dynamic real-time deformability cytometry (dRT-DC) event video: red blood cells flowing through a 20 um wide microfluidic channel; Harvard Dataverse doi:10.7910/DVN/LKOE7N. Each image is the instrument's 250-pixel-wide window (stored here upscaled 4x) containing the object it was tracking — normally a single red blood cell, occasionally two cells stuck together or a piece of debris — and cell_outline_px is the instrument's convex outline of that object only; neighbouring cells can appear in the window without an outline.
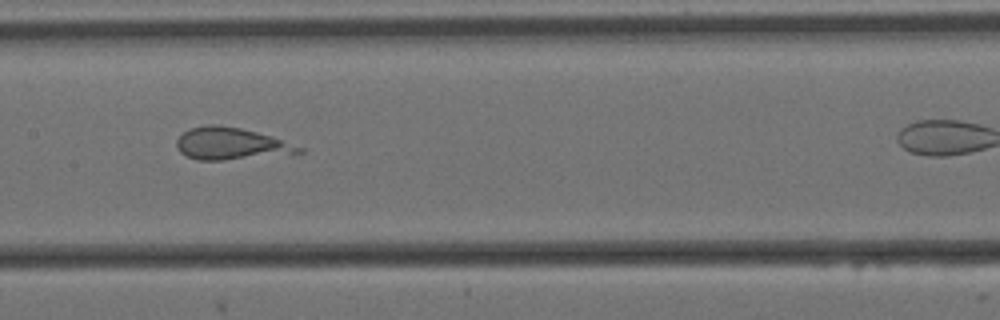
{"species": "Egyptian fruit bat (a non-hibernating species)", "species_latin": "Rousettus aegyptiacus", "temperature_condition": "cold", "stored_images_in_passage": 11, "camera_frame_rate_fps": 3000, "um_per_image_px": 0.085, "animal": {"sex": "female"}, "frame": {"image": 1, "passage_image": 6, "time_ms": 1.667, "image_size_px": [1000, 320], "cell_outline_px": [[304, 152], [292, 156], [224, 160], [196, 160], [184, 156], [180, 152], [176, 144], [176, 140], [188, 128], [208, 124], [216, 124], [240, 128], [272, 136], [304, 148]], "centroid_in_image_um": [19.7, 12.25], "position_along_channel_um": 187.7, "area_um2": 23.58}}
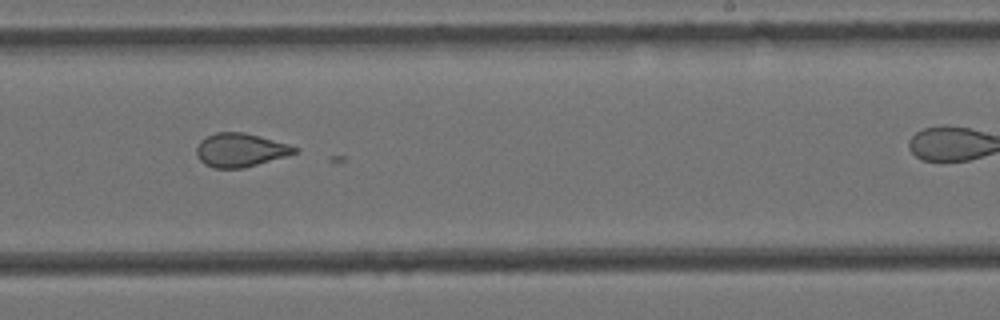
{"frame": {"image": 2, "passage_image": 8, "time_ms": 2.333, "image_size_px": [1000, 320], "cell_outline_px": [[300, 148], [296, 152], [284, 156], [244, 168], [212, 168], [204, 164], [196, 156], [196, 148], [200, 140], [216, 132], [244, 132], [288, 144]], "centroid_in_image_um": [20.38, 12.75], "position_along_channel_um": 268.6, "area_um2": 19.07}}